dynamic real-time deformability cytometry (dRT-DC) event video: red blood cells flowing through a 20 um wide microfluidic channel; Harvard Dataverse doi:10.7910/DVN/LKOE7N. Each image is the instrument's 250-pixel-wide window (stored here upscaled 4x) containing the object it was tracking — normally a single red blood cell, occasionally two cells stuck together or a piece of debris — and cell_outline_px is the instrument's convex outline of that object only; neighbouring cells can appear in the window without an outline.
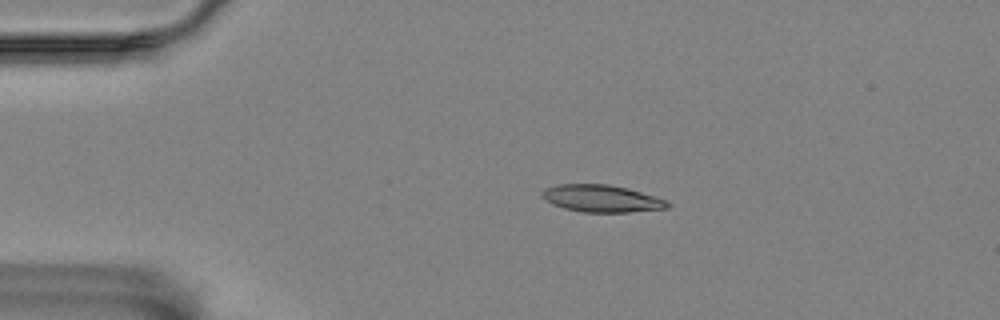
{"species": "Egyptian fruit bat (a non-hibernating species)", "species_latin": "Rousettus aegyptiacus", "temperature_condition": "room temperature", "stored_images_in_passage": 14, "camera_frame_rate_fps": 3000, "um_per_image_px": 0.085, "animal": {"sex": "female"}, "frame": {"image": 1, "passage_image": 2, "time_ms": 2.0, "image_size_px": [1000, 320], "cell_outline_px": [[668, 208], [628, 212], [584, 212], [564, 208], [552, 204], [544, 200], [540, 196], [540, 192], [544, 188], [556, 184], [608, 184], [628, 188], [664, 200], [668, 204]], "centroid_in_image_um": [51.03, 16.86], "position_along_channel_um": 34.0, "area_um2": 19.77}}
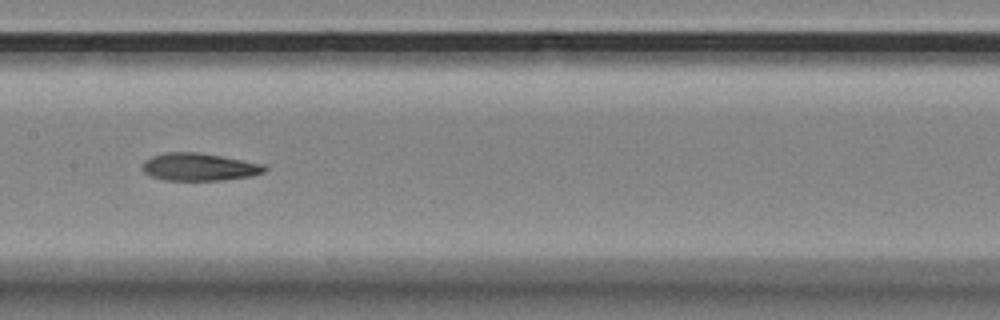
{"frame": {"image": 2, "passage_image": 7, "time_ms": 7.667, "image_size_px": [1000, 320], "cell_outline_px": [[268, 168], [264, 172], [252, 176], [220, 180], [164, 180], [152, 176], [144, 172], [140, 168], [144, 160], [152, 156], [164, 152], [196, 152], [220, 156], [264, 164]], "centroid_in_image_um": [16.9, 14.19], "position_along_channel_um": 190.5, "area_um2": 19.65}}
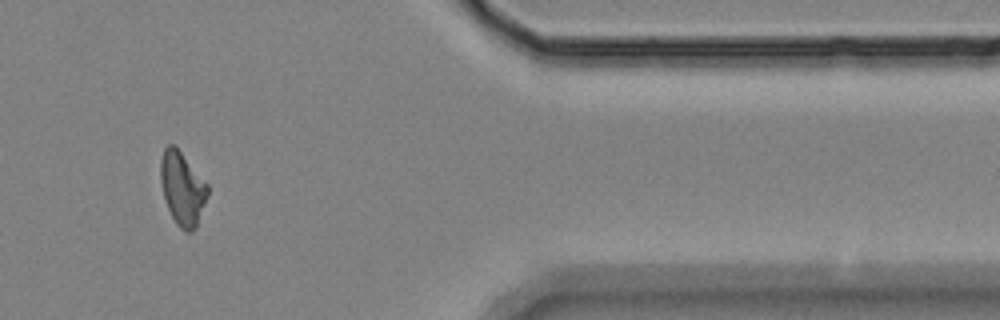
{"frame": {"image": 3, "passage_image": 12, "time_ms": 14.333, "image_size_px": [1000, 320], "cell_outline_px": [[208, 196], [196, 228], [192, 232], [184, 232], [176, 224], [164, 200], [160, 180], [160, 160], [164, 148], [168, 144], [176, 144], [208, 184]], "centroid_in_image_um": [15.5, 16.0], "position_along_channel_um": 395.9, "area_um2": 20.58}, "authors_computed_cell_mechanics": {"area_um2": 19.7965, "velocity_mm_per_s": 3.5024, "shape_relaxation_time_tau1_ms": 9.652, "shape_relaxation_time_tau2_ms": 3.7455, "deformation_change_tau1": 0.2138, "deformation_change_tau2": 0.1198}}